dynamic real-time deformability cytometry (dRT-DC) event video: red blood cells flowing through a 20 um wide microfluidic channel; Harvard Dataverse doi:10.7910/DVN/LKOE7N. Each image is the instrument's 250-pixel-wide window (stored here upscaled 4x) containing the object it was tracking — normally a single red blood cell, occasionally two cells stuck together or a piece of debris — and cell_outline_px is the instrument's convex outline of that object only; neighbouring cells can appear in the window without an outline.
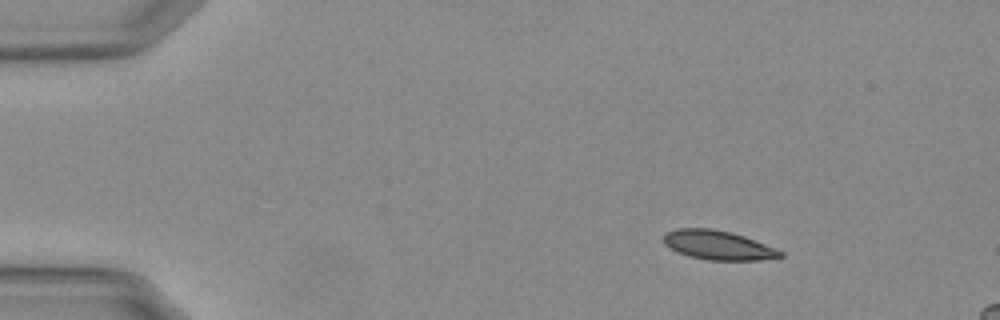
{"species": "Egyptian fruit bat (a non-hibernating species)", "species_latin": "Rousettus aegyptiacus", "temperature_condition": "warm", "stored_images_in_passage": 49, "camera_frame_rate_fps": 3000, "um_per_image_px": 0.085, "animal": {"sex": "female"}, "frame": {"image": 1, "passage_image": 1, "time_ms": 0.0, "image_size_px": [1000, 320], "cell_outline_px": [[784, 256], [760, 260], [708, 260], [688, 256], [676, 252], [668, 248], [664, 244], [664, 232], [676, 228], [712, 228], [732, 232], [744, 236], [776, 248], [784, 252]], "centroid_in_image_um": [61.0, 20.83], "position_along_channel_um": 24.0, "area_um2": 20.11}}
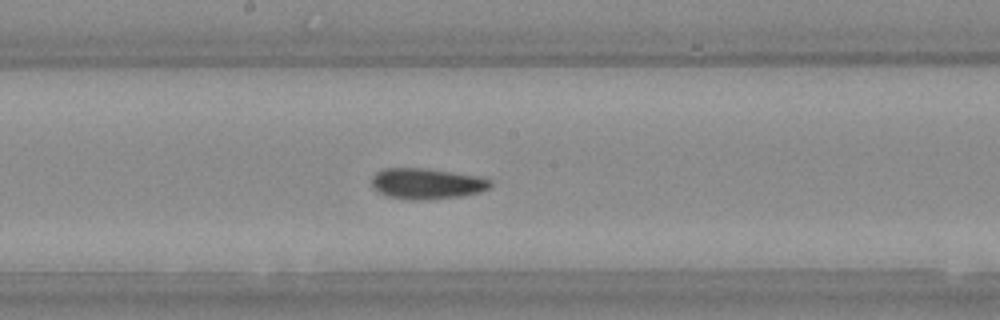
{"frame": {"image": 2, "passage_image": 23, "time_ms": 7.333, "image_size_px": [1000, 320], "cell_outline_px": [[492, 184], [488, 188], [480, 192], [464, 196], [424, 200], [412, 200], [388, 196], [380, 192], [372, 184], [372, 176], [376, 172], [384, 168], [428, 168], [484, 176], [492, 180]], "centroid_in_image_um": [36.35, 15.59], "position_along_channel_um": 211.9, "area_um2": 21.62}}
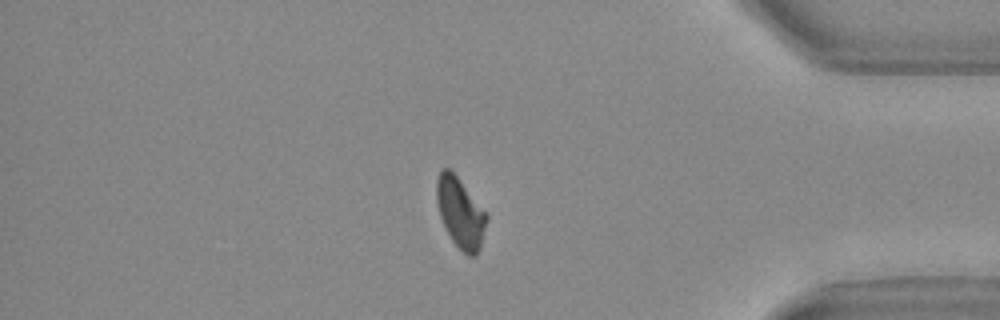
{"frame": {"image": 3, "passage_image": 40, "time_ms": 13.0, "image_size_px": [1000, 320], "cell_outline_px": [[488, 216], [480, 248], [476, 256], [468, 256], [452, 240], [440, 216], [436, 200], [436, 180], [440, 172], [444, 168], [448, 168], [456, 176], [488, 212]], "centroid_in_image_um": [39.15, 18.08], "position_along_channel_um": 396.0, "area_um2": 20.29}, "authors_computed_cell_mechanics": {"area_um2": 20.5768, "velocity_mm_per_s": 3.7458, "shape_relaxation_time_tau1_ms": 6.443, "shape_relaxation_time_tau2_ms": 1.8768, "deformation_change_tau1": 0.1762, "deformation_change_tau2": 0.0735}}